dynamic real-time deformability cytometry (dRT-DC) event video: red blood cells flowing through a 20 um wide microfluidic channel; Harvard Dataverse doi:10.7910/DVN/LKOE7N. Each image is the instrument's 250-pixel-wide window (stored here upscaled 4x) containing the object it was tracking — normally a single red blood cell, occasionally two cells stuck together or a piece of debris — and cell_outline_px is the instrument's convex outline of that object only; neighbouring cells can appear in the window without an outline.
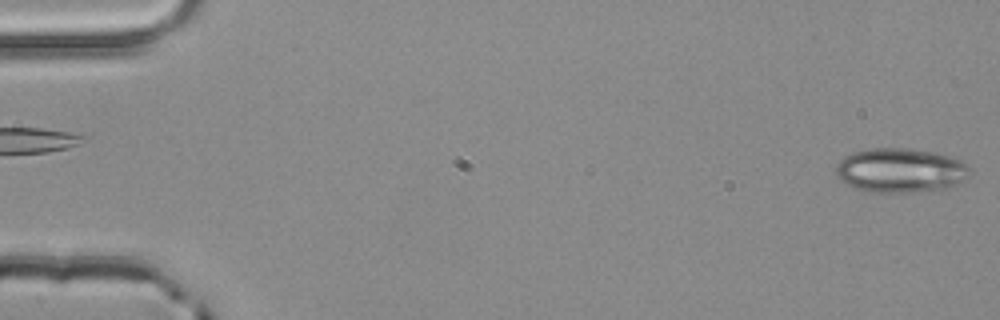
{"species": "common noctule bat (a hibernating species)", "species_latin": "Nyctalus noctula", "temperature_condition": "room temperature", "stored_images_in_passage": 4, "camera_frame_rate_fps": 3000, "um_per_image_px": 0.085, "animal": {"sex": "male", "body_mass_g": 20.4}, "frame": {"image": 1, "passage_image": 4, "time_ms": 1.0, "image_size_px": [1000, 320], "cell_outline_px": [[972, 172], [964, 180], [956, 184], [944, 188], [912, 192], [872, 192], [852, 188], [840, 180], [836, 176], [836, 168], [840, 160], [844, 156], [852, 152], [868, 148], [904, 148], [932, 152], [964, 160]], "centroid_in_image_um": [76.52, 14.48], "position_along_channel_um": 8.5, "area_um2": 34.74}}